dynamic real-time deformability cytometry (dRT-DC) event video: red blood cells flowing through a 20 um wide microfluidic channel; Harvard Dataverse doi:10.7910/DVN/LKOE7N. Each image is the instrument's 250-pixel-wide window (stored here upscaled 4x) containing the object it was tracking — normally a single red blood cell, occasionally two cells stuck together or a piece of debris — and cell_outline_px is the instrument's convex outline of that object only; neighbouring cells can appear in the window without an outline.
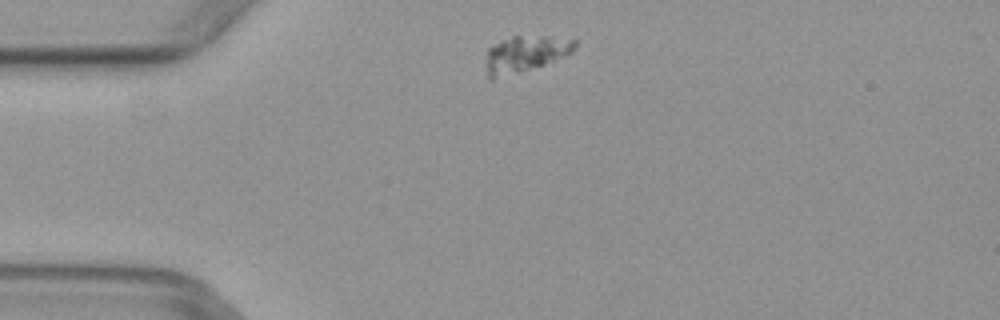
{"species": "common noctule bat (a hibernating species)", "species_latin": "Nyctalus noctula", "temperature_condition": "warm", "stored_images_in_passage": 2, "camera_frame_rate_fps": 3000, "um_per_image_px": 0.085, "animal": {"sex": "female", "body_mass_g": 29.2, "forearm_length_mm": 56.3}, "frame": {"image": 1, "passage_image": 1, "time_ms": 0.0, "image_size_px": [1000, 320], "cell_outline_px": [[576, 48], [572, 52], [564, 56], [544, 64], [492, 80], [488, 80], [488, 48], [500, 40], [512, 36], [552, 36], [576, 40]], "centroid_in_image_um": [44.67, 4.56], "position_along_channel_um": 40.3, "area_um2": 18.5}}